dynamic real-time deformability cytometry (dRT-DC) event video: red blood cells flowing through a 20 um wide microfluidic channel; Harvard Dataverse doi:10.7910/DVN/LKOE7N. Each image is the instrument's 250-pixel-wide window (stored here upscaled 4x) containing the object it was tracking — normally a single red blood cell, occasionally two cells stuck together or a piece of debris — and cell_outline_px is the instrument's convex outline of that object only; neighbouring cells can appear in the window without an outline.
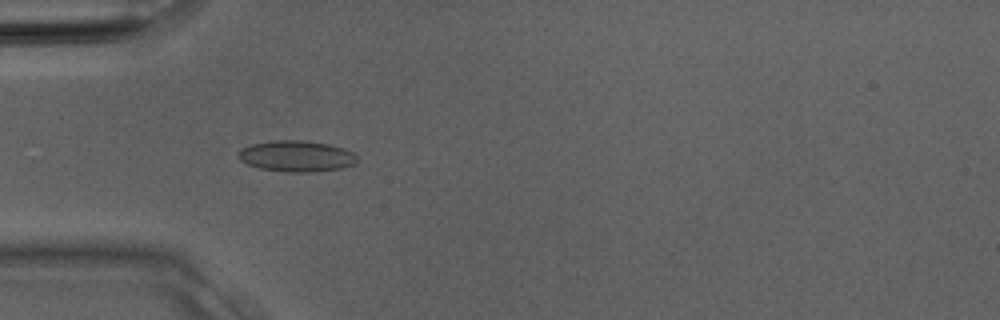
{"species": "Egyptian fruit bat (a non-hibernating species)", "species_latin": "Rousettus aegyptiacus", "temperature_condition": "room temperature", "stored_images_in_passage": 22, "camera_frame_rate_fps": 3000, "um_per_image_px": 0.085, "animal": {"sex": "male"}, "frame": {"image": 1, "passage_image": 1, "time_ms": 0.0, "image_size_px": [1000, 320], "cell_outline_px": [[356, 164], [340, 168], [312, 172], [284, 172], [260, 168], [248, 164], [240, 160], [236, 156], [236, 152], [240, 148], [252, 144], [272, 140], [300, 140], [328, 144], [344, 148], [352, 152], [356, 156]], "centroid_in_image_um": [25.15, 13.27], "position_along_channel_um": 59.8, "area_um2": 21.62}}
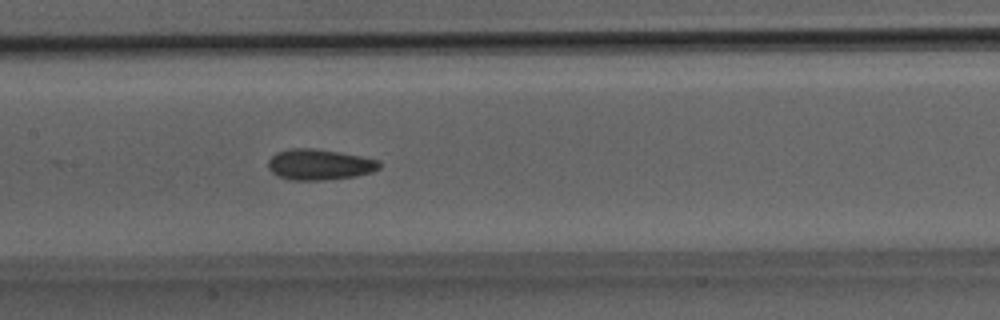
{"frame": {"image": 2, "passage_image": 7, "time_ms": 2.0, "image_size_px": [1000, 320], "cell_outline_px": [[380, 168], [372, 172], [356, 176], [324, 180], [292, 180], [276, 176], [268, 168], [268, 160], [276, 152], [288, 148], [312, 148], [340, 152], [380, 160]], "centroid_in_image_um": [27.13, 13.98], "position_along_channel_um": 180.3, "area_um2": 20.11}}
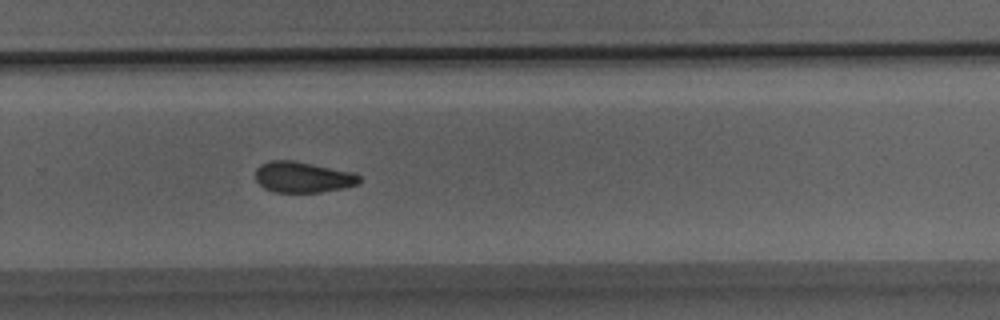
{"frame": {"image": 3, "passage_image": 13, "time_ms": 4.0, "image_size_px": [1000, 320], "cell_outline_px": [[360, 180], [356, 184], [344, 188], [320, 192], [272, 192], [264, 188], [256, 180], [256, 168], [260, 164], [268, 160], [292, 160], [356, 172], [360, 176]], "centroid_in_image_um": [25.73, 15.04], "position_along_channel_um": 304.1, "area_um2": 18.84}}